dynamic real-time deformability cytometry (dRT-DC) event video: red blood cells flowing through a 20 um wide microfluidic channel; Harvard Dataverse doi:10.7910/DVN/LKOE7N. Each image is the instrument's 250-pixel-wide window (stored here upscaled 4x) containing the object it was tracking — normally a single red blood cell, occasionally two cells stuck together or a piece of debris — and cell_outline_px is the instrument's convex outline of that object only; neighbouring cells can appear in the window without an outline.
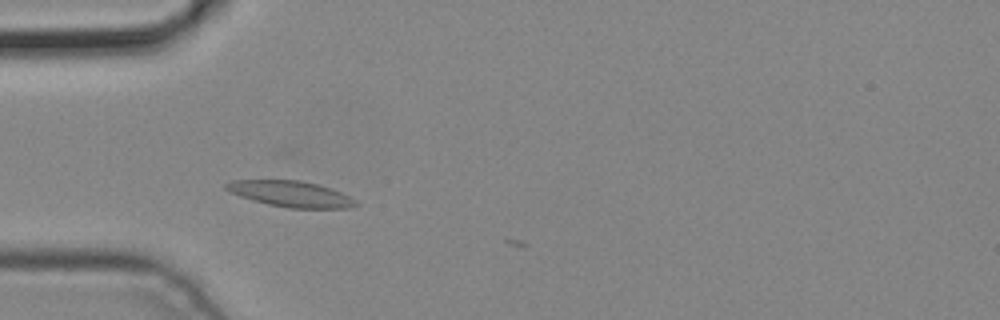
{"species": "common noctule bat (a hibernating species)", "species_latin": "Nyctalus noctula", "temperature_condition": "cold", "stored_images_in_passage": 2, "camera_frame_rate_fps": 3000, "um_per_image_px": 0.085, "animal": {"sex": "male", "body_mass_g": 19.2, "forearm_length_mm": 51.8}, "frame": {"image": 1, "passage_image": 2, "time_ms": 0.333, "image_size_px": [1000, 320], "cell_outline_px": [[360, 204], [348, 208], [288, 208], [268, 204], [252, 200], [240, 196], [224, 188], [224, 184], [232, 180], [300, 180], [316, 184], [340, 192], [356, 200]], "centroid_in_image_um": [24.7, 16.48], "position_along_channel_um": 60.3, "area_um2": 19.42}}